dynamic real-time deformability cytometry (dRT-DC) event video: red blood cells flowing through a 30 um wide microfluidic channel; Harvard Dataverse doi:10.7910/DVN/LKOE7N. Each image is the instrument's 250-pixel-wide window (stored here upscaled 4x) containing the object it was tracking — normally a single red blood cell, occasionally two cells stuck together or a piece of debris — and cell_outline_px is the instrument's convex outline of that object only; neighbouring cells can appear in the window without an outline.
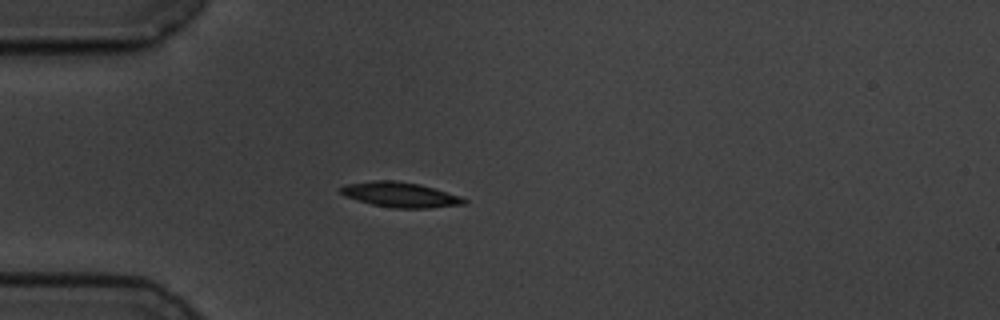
{"species": "common noctule bat (a hibernating species)", "species_latin": "Nyctalus noctula", "temperature_condition": "cold", "stored_images_in_passage": 43, "camera_frame_rate_fps": 3000, "um_per_image_px": 0.085, "animal": {"sex": "male", "body_mass_g": 19.5, "forearm_length_mm": 54.6}, "frame": {"image": 1, "passage_image": 1, "time_ms": 0.0, "image_size_px": [1000, 320], "cell_outline_px": [[468, 204], [428, 208], [392, 208], [372, 204], [344, 196], [340, 192], [340, 188], [344, 184], [372, 180], [396, 180], [420, 184], [460, 196], [468, 200]], "centroid_in_image_um": [34.02, 16.54], "position_along_channel_um": 51.0, "area_um2": 18.15}}
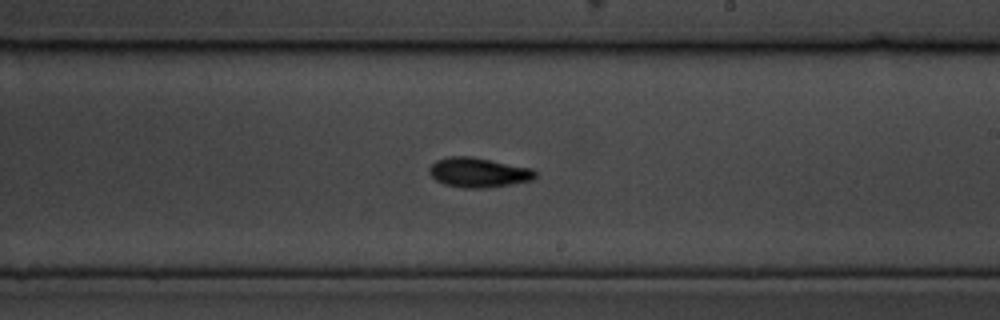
{"frame": {"image": 2, "passage_image": 19, "time_ms": 6.0, "image_size_px": [1000, 320], "cell_outline_px": [[536, 176], [532, 180], [488, 188], [464, 188], [444, 184], [436, 180], [428, 172], [428, 168], [436, 160], [448, 156], [468, 156], [532, 168], [536, 172]], "centroid_in_image_um": [40.64, 14.66], "position_along_channel_um": 248.4, "area_um2": 18.26}}
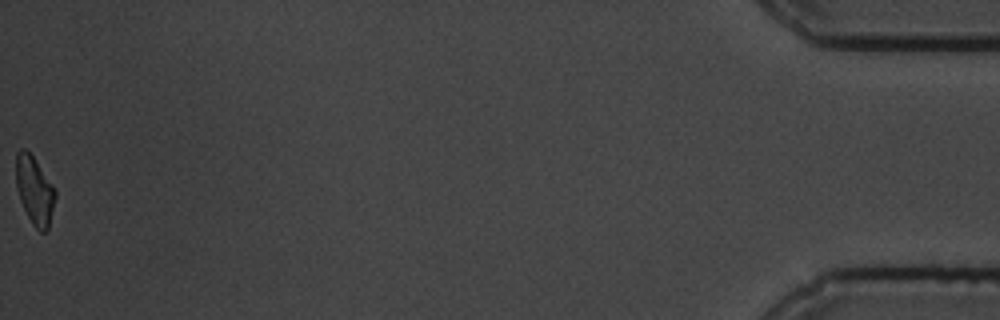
{"frame": {"image": 3, "passage_image": 43, "time_ms": 14.0, "image_size_px": [1000, 320], "cell_outline_px": [[56, 196], [48, 228], [44, 232], [40, 232], [32, 224], [20, 200], [16, 184], [16, 152], [20, 148], [24, 148], [32, 156], [56, 188]], "centroid_in_image_um": [2.94, 16.17], "position_along_channel_um": 432.3, "area_um2": 15.49}, "authors_computed_cell_mechanics": {"area_um2": 16.9932, "velocity_mm_per_s": 3.49, "shape_relaxation_time_tau1_ms": 4.2845, "shape_relaxation_time_tau2_ms": null, "deformation_change_tau1": 0.177, "deformation_change_tau2": null}}